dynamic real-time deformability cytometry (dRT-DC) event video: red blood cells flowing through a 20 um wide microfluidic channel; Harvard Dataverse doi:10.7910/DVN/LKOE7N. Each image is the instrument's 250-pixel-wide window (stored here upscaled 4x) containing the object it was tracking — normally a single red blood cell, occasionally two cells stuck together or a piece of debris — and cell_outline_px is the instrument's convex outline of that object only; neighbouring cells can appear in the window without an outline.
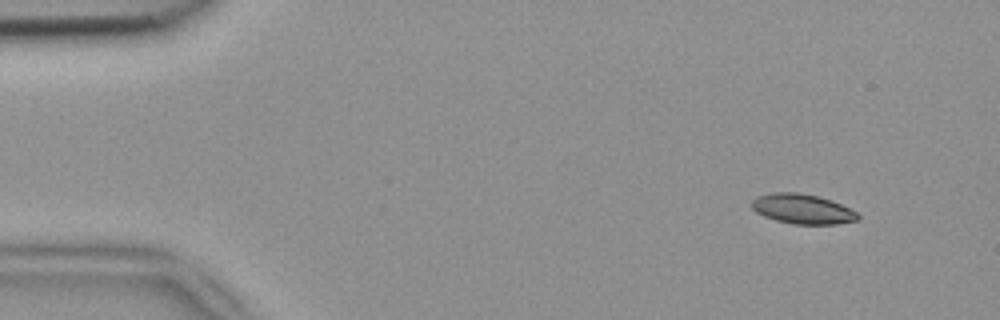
{"species": "common noctule bat (a hibernating species)", "species_latin": "Nyctalus noctula", "temperature_condition": "room temperature", "stored_images_in_passage": 4, "camera_frame_rate_fps": 3000, "um_per_image_px": 0.085, "animal": {"sex": "female", "body_mass_g": 18.4}, "frame": {"image": 1, "passage_image": 1, "time_ms": 0.0, "image_size_px": [1000, 320], "cell_outline_px": [[860, 220], [836, 224], [792, 224], [776, 220], [764, 216], [756, 212], [752, 208], [752, 200], [756, 196], [772, 192], [796, 192], [816, 196], [840, 204], [856, 212], [860, 216]], "centroid_in_image_um": [68.18, 17.77], "position_along_channel_um": 16.8, "area_um2": 18.32}}
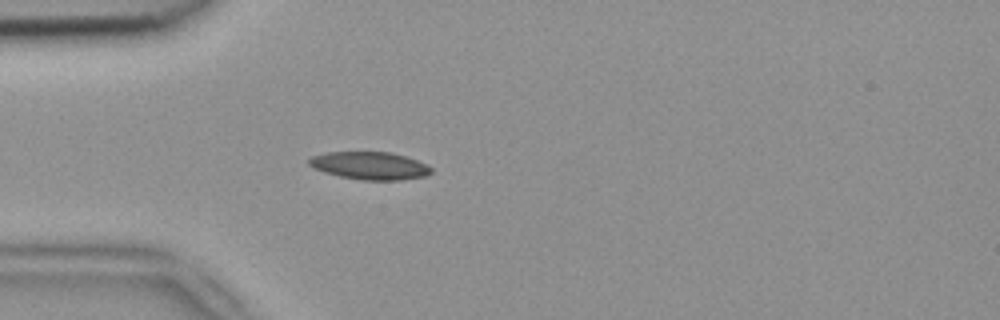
{"frame": {"image": 2, "passage_image": 4, "time_ms": 1.0, "image_size_px": [1000, 320], "cell_outline_px": [[432, 172], [424, 176], [400, 180], [364, 180], [340, 176], [324, 172], [308, 164], [308, 160], [312, 156], [328, 152], [392, 152], [428, 164], [432, 168]], "centroid_in_image_um": [31.45, 14.08], "position_along_channel_um": 53.5, "area_um2": 19.59}}